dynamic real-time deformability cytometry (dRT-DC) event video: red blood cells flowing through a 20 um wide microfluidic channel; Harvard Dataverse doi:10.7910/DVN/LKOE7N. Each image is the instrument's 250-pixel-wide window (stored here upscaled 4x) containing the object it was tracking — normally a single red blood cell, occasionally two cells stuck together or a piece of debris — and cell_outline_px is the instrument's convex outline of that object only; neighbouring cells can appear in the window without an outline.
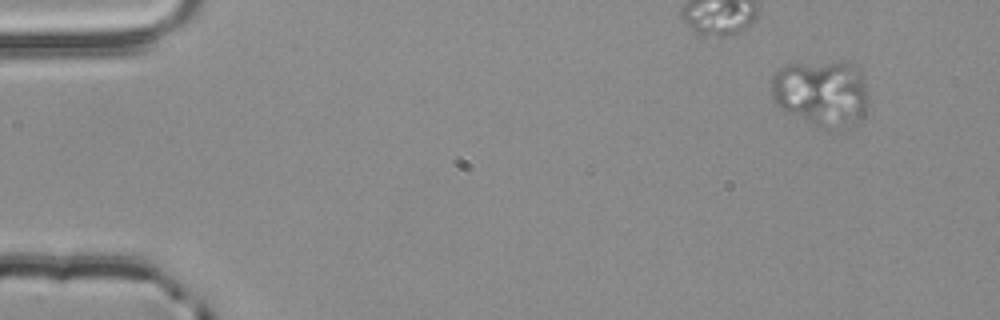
{"species": "common noctule bat (a hibernating species)", "species_latin": "Nyctalus noctula", "temperature_condition": "room temperature", "stored_images_in_passage": 4, "segment_of_instrument_passage": [1, 3], "camera_frame_rate_fps": 3000, "um_per_image_px": 0.085, "animal": {"sex": "male", "body_mass_g": 20.4}, "frame": {"image": 1, "passage_image": 1, "time_ms": 0.0, "image_size_px": [1000, 320], "cell_outline_px": [[868, 96], [864, 112], [860, 124], [828, 128], [824, 128], [780, 108], [772, 100], [772, 76], [784, 64], [840, 60], [844, 60], [860, 64], [864, 76], [868, 92]], "centroid_in_image_um": [69.88, 7.83], "position_along_channel_um": 15.1, "area_um2": 38.26}}